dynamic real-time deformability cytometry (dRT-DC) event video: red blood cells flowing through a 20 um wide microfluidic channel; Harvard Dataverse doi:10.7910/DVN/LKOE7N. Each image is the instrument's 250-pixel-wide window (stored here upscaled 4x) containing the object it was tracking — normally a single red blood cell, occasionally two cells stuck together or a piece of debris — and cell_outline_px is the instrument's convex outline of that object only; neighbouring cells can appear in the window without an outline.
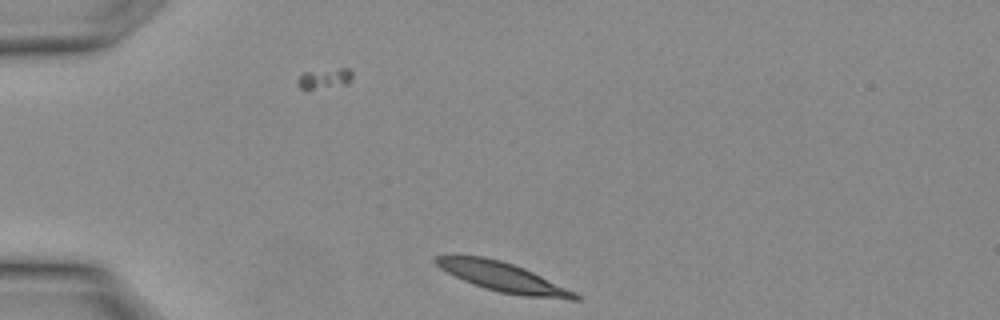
{"species": "Egyptian fruit bat (a non-hibernating species)", "species_latin": "Rousettus aegyptiacus", "temperature_condition": "warm", "stored_images_in_passage": 2, "camera_frame_rate_fps": 3000, "um_per_image_px": 0.085, "animal": {"sex": "female"}, "frame": {"image": 1, "passage_image": 2, "time_ms": 0.333, "image_size_px": [1000, 320], "cell_outline_px": [[580, 300], [572, 300], [524, 296], [500, 292], [484, 288], [472, 284], [440, 268], [432, 260], [432, 256], [484, 256], [500, 260], [524, 268], [576, 292], [580, 296]], "centroid_in_image_um": [42.77, 23.56], "position_along_channel_um": 42.2, "area_um2": 23.58}}